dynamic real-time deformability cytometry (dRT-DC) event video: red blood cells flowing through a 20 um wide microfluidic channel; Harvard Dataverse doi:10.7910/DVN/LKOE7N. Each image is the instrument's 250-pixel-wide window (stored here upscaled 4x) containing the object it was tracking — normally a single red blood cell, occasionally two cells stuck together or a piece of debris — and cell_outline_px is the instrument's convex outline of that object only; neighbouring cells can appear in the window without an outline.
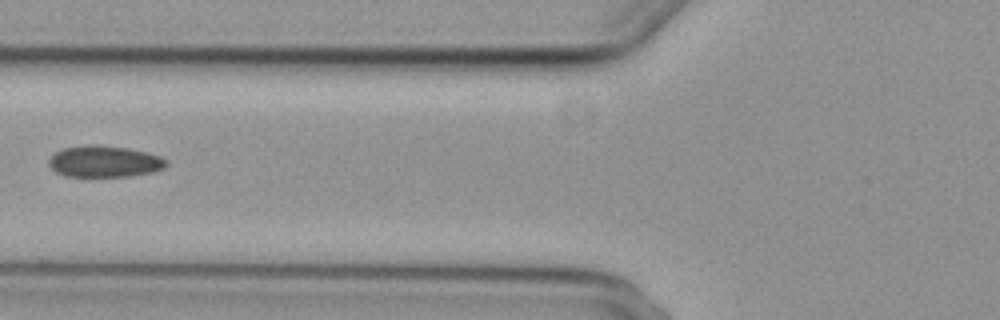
{"species": "common noctule bat (a hibernating species)", "species_latin": "Nyctalus noctula", "temperature_condition": "cold", "stored_images_in_passage": 8, "camera_frame_rate_fps": 3000, "um_per_image_px": 0.085, "animal": {"sex": "female", "body_mass_g": 29.2, "forearm_length_mm": 56.3}, "frame": {"image": 1, "passage_image": 7, "time_ms": 7.333, "image_size_px": [1000, 320], "cell_outline_px": [[168, 164], [164, 168], [152, 172], [128, 176], [64, 176], [56, 172], [48, 164], [48, 160], [56, 152], [64, 148], [88, 144], [100, 144], [128, 148], [160, 156], [168, 160]], "centroid_in_image_um": [8.88, 13.71], "position_along_channel_um": 116.9, "area_um2": 21.56}}
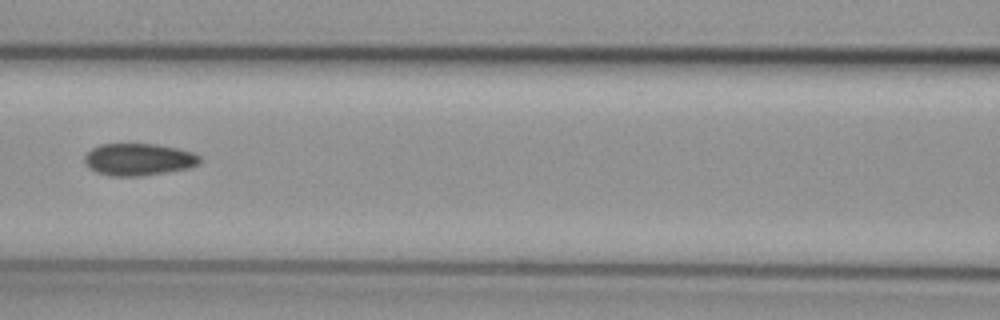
{"frame": {"image": 2, "passage_image": 8, "time_ms": 8.333, "image_size_px": [1000, 320], "cell_outline_px": [[200, 164], [192, 168], [168, 172], [140, 176], [108, 176], [96, 172], [88, 168], [84, 164], [84, 156], [92, 148], [100, 144], [156, 144], [176, 148], [192, 152], [200, 156]], "centroid_in_image_um": [11.77, 13.56], "position_along_channel_um": 154.8, "area_um2": 21.85}}